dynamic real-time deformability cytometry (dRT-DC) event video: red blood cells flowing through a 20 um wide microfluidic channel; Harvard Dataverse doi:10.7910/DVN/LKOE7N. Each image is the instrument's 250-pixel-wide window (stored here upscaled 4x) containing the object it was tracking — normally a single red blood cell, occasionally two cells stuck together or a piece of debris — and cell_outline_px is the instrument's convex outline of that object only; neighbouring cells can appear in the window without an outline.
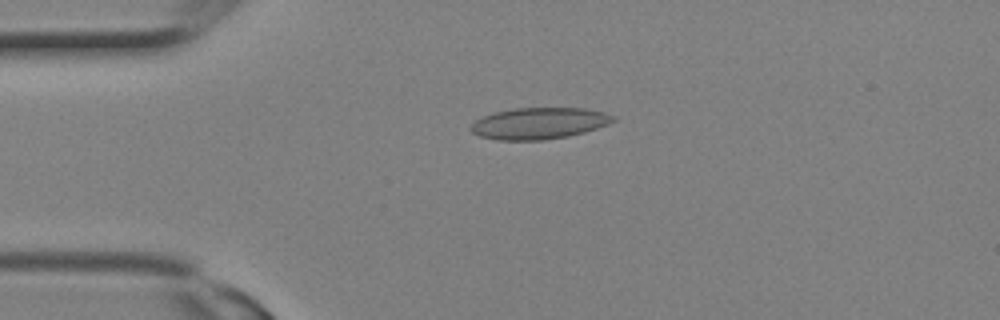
{"species": "Egyptian fruit bat (a non-hibernating species)", "species_latin": "Rousettus aegyptiacus", "temperature_condition": "room temperature", "stored_images_in_passage": 2, "camera_frame_rate_fps": 3000, "um_per_image_px": 0.085, "animal": {"sex": "female"}, "frame": {"image": 1, "passage_image": 2, "time_ms": 0.333, "image_size_px": [1000, 320], "cell_outline_px": [[616, 120], [608, 124], [584, 132], [568, 136], [544, 140], [496, 140], [480, 136], [472, 132], [468, 128], [476, 120], [484, 116], [496, 112], [512, 108], [584, 108], [604, 112], [616, 116]], "centroid_in_image_um": [45.82, 10.48], "position_along_channel_um": 39.2, "area_um2": 26.13}}